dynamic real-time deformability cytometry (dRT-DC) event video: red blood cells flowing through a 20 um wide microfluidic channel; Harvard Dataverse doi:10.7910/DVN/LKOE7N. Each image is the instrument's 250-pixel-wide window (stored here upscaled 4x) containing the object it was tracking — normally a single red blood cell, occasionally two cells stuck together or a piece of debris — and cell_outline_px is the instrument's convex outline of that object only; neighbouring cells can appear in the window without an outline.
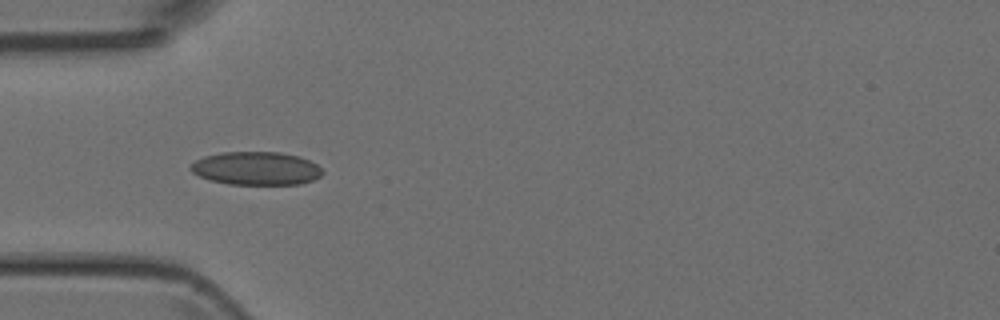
{"species": "Egyptian fruit bat (a non-hibernating species)", "species_latin": "Rousettus aegyptiacus", "temperature_condition": "room temperature", "stored_images_in_passage": 3, "camera_frame_rate_fps": 3000, "um_per_image_px": 0.085, "animal": {"sex": "female"}, "frame": {"image": 1, "passage_image": 2, "time_ms": 1.0, "image_size_px": [1000, 320], "cell_outline_px": [[324, 172], [320, 176], [312, 180], [300, 184], [228, 184], [208, 180], [192, 172], [188, 168], [196, 160], [204, 156], [224, 152], [280, 152], [300, 156], [316, 164]], "centroid_in_image_um": [21.76, 14.31], "position_along_channel_um": 63.2, "area_um2": 25.55}}